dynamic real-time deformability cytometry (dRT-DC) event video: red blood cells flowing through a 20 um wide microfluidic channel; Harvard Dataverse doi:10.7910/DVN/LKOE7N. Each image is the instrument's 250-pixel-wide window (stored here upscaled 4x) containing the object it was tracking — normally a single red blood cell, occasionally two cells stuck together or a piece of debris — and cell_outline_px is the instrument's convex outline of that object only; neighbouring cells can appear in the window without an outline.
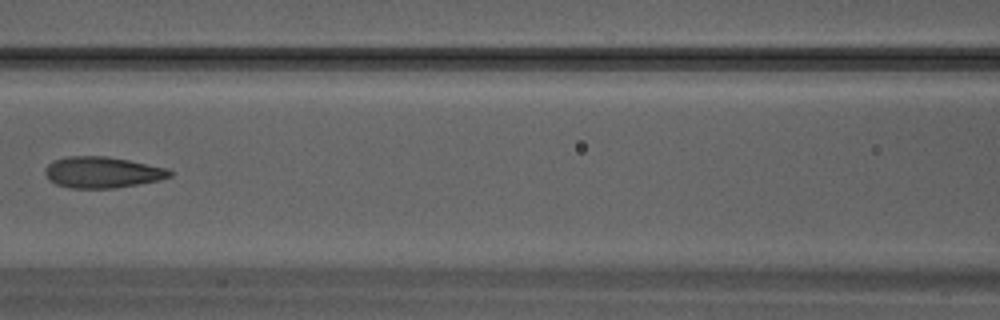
{"species": "Egyptian fruit bat (a non-hibernating species)", "species_latin": "Rousettus aegyptiacus", "temperature_condition": "warm", "stored_images_in_passage": 31, "camera_frame_rate_fps": 3000, "um_per_image_px": 0.085, "animal": {"sex": "male"}, "frame": {"image": 1, "passage_image": 14, "time_ms": 4.333, "image_size_px": [1000, 320], "cell_outline_px": [[172, 176], [160, 180], [112, 188], [72, 188], [56, 184], [48, 180], [44, 172], [48, 164], [52, 160], [68, 156], [104, 156], [128, 160], [168, 168], [172, 172]], "centroid_in_image_um": [8.67, 14.64], "position_along_channel_um": 157.9, "area_um2": 22.6}}
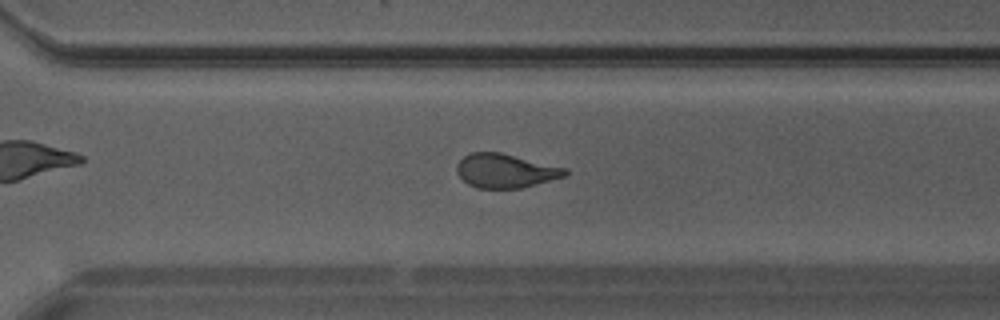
{"frame": {"image": 2, "passage_image": 22, "time_ms": 7.0, "image_size_px": [1000, 320], "cell_outline_px": [[568, 172], [564, 176], [520, 188], [476, 188], [468, 184], [456, 172], [456, 164], [464, 156], [472, 152], [500, 152], [568, 168]], "centroid_in_image_um": [42.94, 14.51], "position_along_channel_um": 327.7, "area_um2": 21.33}}